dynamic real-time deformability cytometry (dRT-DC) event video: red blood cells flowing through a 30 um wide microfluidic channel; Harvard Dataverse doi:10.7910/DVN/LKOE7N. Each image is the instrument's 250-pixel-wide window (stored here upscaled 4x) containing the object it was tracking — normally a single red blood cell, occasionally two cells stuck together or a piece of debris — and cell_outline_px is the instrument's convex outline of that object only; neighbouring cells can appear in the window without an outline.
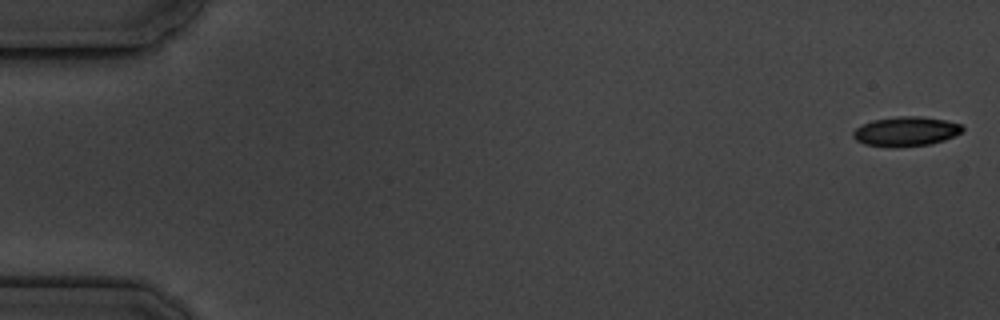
{"species": "common noctule bat (a hibernating species)", "species_latin": "Nyctalus noctula", "temperature_condition": "cold", "stored_images_in_passage": 7, "camera_frame_rate_fps": 3000, "um_per_image_px": 0.085, "animal": {"sex": "male", "body_mass_g": 19.5, "forearm_length_mm": 54.6}, "frame": {"image": 1, "passage_image": 1, "time_ms": 0.0, "image_size_px": [1000, 320], "cell_outline_px": [[964, 128], [960, 132], [944, 140], [932, 144], [896, 148], [892, 148], [864, 144], [856, 140], [852, 136], [852, 132], [856, 128], [872, 120], [896, 116], [920, 116], [944, 120], [960, 124]], "centroid_in_image_um": [76.96, 11.18], "position_along_channel_um": 8.0, "area_um2": 18.9}}
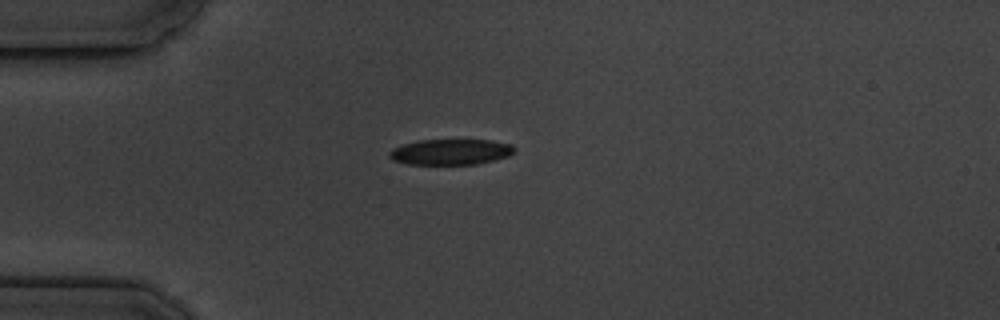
{"frame": {"image": 2, "passage_image": 5, "time_ms": 4.667, "image_size_px": [1000, 320], "cell_outline_px": [[516, 152], [508, 156], [476, 164], [408, 164], [392, 160], [388, 156], [388, 152], [392, 148], [404, 144], [420, 140], [488, 140], [512, 144], [516, 148]], "centroid_in_image_um": [38.3, 12.91], "position_along_channel_um": 46.7, "area_um2": 18.73}}